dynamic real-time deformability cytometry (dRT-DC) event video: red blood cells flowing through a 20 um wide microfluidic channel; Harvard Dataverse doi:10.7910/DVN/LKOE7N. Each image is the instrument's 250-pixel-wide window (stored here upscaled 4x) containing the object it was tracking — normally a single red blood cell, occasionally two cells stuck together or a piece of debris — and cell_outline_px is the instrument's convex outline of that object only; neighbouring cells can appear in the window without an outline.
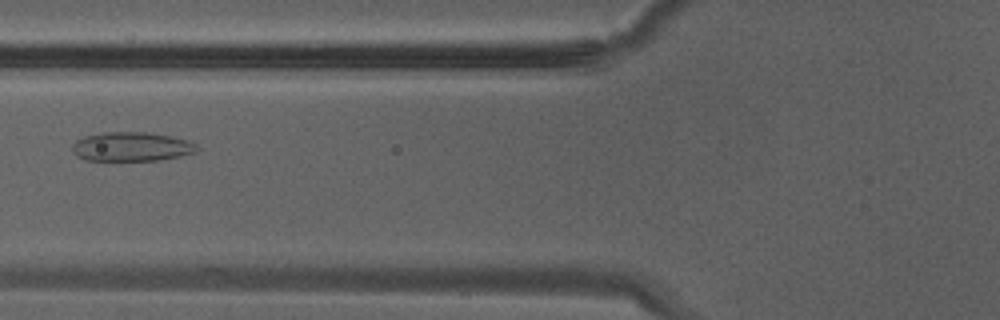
{"species": "Egyptian fruit bat (a non-hibernating species)", "species_latin": "Rousettus aegyptiacus", "temperature_condition": "warm", "stored_images_in_passage": 25, "camera_frame_rate_fps": 3000, "um_per_image_px": 0.085, "animal": {"sex": "male"}, "frame": {"image": 1, "passage_image": 4, "time_ms": 1.0, "image_size_px": [1000, 320], "cell_outline_px": [[200, 148], [196, 152], [180, 156], [156, 160], [84, 160], [76, 156], [72, 152], [72, 144], [76, 140], [84, 136], [104, 132], [148, 132], [172, 136], [188, 140], [196, 144]], "centroid_in_image_um": [11.17, 12.46], "position_along_channel_um": 114.6, "area_um2": 21.33}}